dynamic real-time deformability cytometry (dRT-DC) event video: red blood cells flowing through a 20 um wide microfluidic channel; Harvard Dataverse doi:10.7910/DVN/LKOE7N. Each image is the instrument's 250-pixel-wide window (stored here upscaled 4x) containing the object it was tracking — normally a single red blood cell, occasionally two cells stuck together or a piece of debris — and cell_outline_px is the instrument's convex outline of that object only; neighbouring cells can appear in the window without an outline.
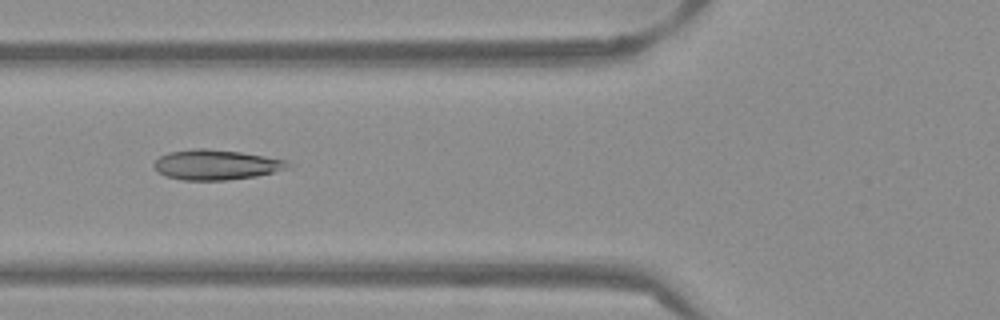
{"species": "Egyptian fruit bat (a non-hibernating species)", "species_latin": "Rousettus aegyptiacus", "temperature_condition": "warm", "stored_images_in_passage": 52, "camera_frame_rate_fps": 3000, "um_per_image_px": 0.085, "frame": {"image": 1, "passage_image": 20, "time_ms": 6.333, "image_size_px": [1000, 320], "cell_outline_px": [[292, 168], [256, 176], [224, 180], [184, 180], [164, 176], [152, 164], [160, 156], [168, 152], [192, 148], [208, 148], [240, 152], [288, 160], [292, 164]], "centroid_in_image_um": [18.4, 13.99], "position_along_channel_um": 107.4, "area_um2": 23.64}}
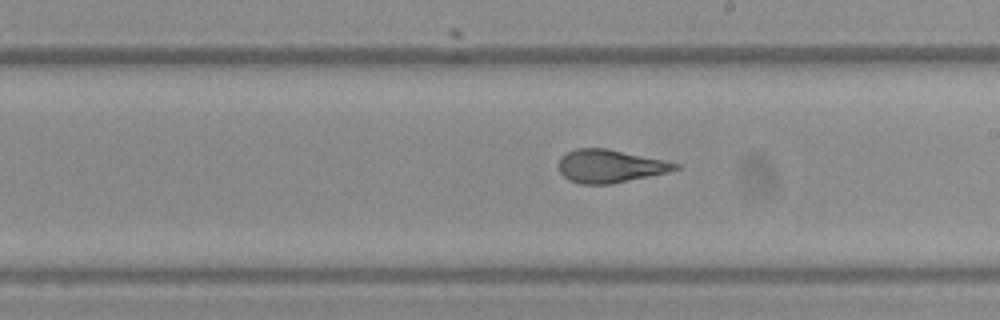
{"frame": {"image": 2, "passage_image": 30, "time_ms": 9.667, "image_size_px": [1000, 320], "cell_outline_px": [[680, 168], [668, 172], [612, 184], [580, 184], [568, 180], [560, 172], [560, 156], [576, 148], [608, 148], [668, 160], [680, 164]], "centroid_in_image_um": [51.89, 14.11], "position_along_channel_um": 237.1, "area_um2": 22.66}}
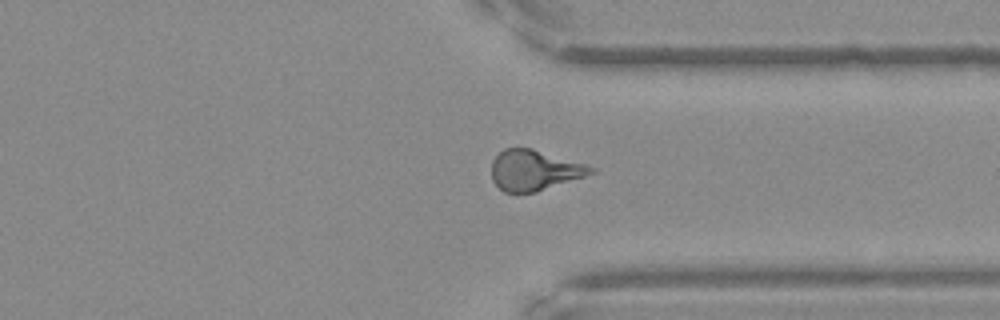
{"frame": {"image": 3, "passage_image": 40, "time_ms": 13.0, "image_size_px": [1000, 320], "cell_outline_px": [[596, 172], [536, 192], [504, 192], [492, 180], [492, 160], [504, 148], [532, 148], [588, 164], [596, 168]], "centroid_in_image_um": [45.44, 14.45], "position_along_channel_um": 366.0, "area_um2": 23.41}, "authors_computed_cell_mechanics": {"area_um2": 23.409, "velocity_mm_per_s": 3.8817, "shape_relaxation_time_tau1_ms": 8.869, "shape_relaxation_time_tau2_ms": 1.0522, "deformation_change_tau1": 0.2239, "deformation_change_tau2": 0.08}}